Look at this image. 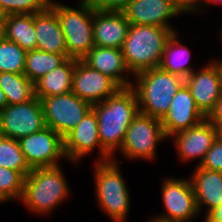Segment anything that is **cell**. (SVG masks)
Returning a JSON list of instances; mask_svg holds the SVG:
<instances>
[{"label":"cell","mask_w":222,"mask_h":222,"mask_svg":"<svg viewBox=\"0 0 222 222\" xmlns=\"http://www.w3.org/2000/svg\"><path fill=\"white\" fill-rule=\"evenodd\" d=\"M67 58L62 54L41 50L27 51L24 75L35 83L38 79L61 65Z\"/></svg>","instance_id":"cell-26"},{"label":"cell","mask_w":222,"mask_h":222,"mask_svg":"<svg viewBox=\"0 0 222 222\" xmlns=\"http://www.w3.org/2000/svg\"><path fill=\"white\" fill-rule=\"evenodd\" d=\"M199 167L222 172V141L219 138L214 141Z\"/></svg>","instance_id":"cell-31"},{"label":"cell","mask_w":222,"mask_h":222,"mask_svg":"<svg viewBox=\"0 0 222 222\" xmlns=\"http://www.w3.org/2000/svg\"><path fill=\"white\" fill-rule=\"evenodd\" d=\"M195 104L206 117L222 95V68L220 61H210L199 71L185 78Z\"/></svg>","instance_id":"cell-13"},{"label":"cell","mask_w":222,"mask_h":222,"mask_svg":"<svg viewBox=\"0 0 222 222\" xmlns=\"http://www.w3.org/2000/svg\"><path fill=\"white\" fill-rule=\"evenodd\" d=\"M190 179L196 197L197 207L202 212L206 208V216L222 204V172L200 168L194 169Z\"/></svg>","instance_id":"cell-21"},{"label":"cell","mask_w":222,"mask_h":222,"mask_svg":"<svg viewBox=\"0 0 222 222\" xmlns=\"http://www.w3.org/2000/svg\"><path fill=\"white\" fill-rule=\"evenodd\" d=\"M148 222H162V221H159V220H157V219H154V217H153V218H151L150 221H148Z\"/></svg>","instance_id":"cell-41"},{"label":"cell","mask_w":222,"mask_h":222,"mask_svg":"<svg viewBox=\"0 0 222 222\" xmlns=\"http://www.w3.org/2000/svg\"><path fill=\"white\" fill-rule=\"evenodd\" d=\"M133 77L137 83L131 87L136 93L140 113L159 120L168 111L174 95L185 84V79L160 67L138 72Z\"/></svg>","instance_id":"cell-3"},{"label":"cell","mask_w":222,"mask_h":222,"mask_svg":"<svg viewBox=\"0 0 222 222\" xmlns=\"http://www.w3.org/2000/svg\"><path fill=\"white\" fill-rule=\"evenodd\" d=\"M52 0H0V15L34 14L50 7Z\"/></svg>","instance_id":"cell-30"},{"label":"cell","mask_w":222,"mask_h":222,"mask_svg":"<svg viewBox=\"0 0 222 222\" xmlns=\"http://www.w3.org/2000/svg\"><path fill=\"white\" fill-rule=\"evenodd\" d=\"M161 188L163 206L167 212L155 216L154 219L162 222H190L196 215H199L190 178L166 177Z\"/></svg>","instance_id":"cell-10"},{"label":"cell","mask_w":222,"mask_h":222,"mask_svg":"<svg viewBox=\"0 0 222 222\" xmlns=\"http://www.w3.org/2000/svg\"><path fill=\"white\" fill-rule=\"evenodd\" d=\"M177 32L173 33L165 45L164 54L159 67L169 73L185 79L193 71V67L187 65L190 59V50L180 43Z\"/></svg>","instance_id":"cell-24"},{"label":"cell","mask_w":222,"mask_h":222,"mask_svg":"<svg viewBox=\"0 0 222 222\" xmlns=\"http://www.w3.org/2000/svg\"><path fill=\"white\" fill-rule=\"evenodd\" d=\"M0 166L21 172L25 177L31 172L18 140L0 135Z\"/></svg>","instance_id":"cell-27"},{"label":"cell","mask_w":222,"mask_h":222,"mask_svg":"<svg viewBox=\"0 0 222 222\" xmlns=\"http://www.w3.org/2000/svg\"><path fill=\"white\" fill-rule=\"evenodd\" d=\"M62 28L67 55L81 60L94 46L93 7L88 0H81L76 8L51 1Z\"/></svg>","instance_id":"cell-5"},{"label":"cell","mask_w":222,"mask_h":222,"mask_svg":"<svg viewBox=\"0 0 222 222\" xmlns=\"http://www.w3.org/2000/svg\"><path fill=\"white\" fill-rule=\"evenodd\" d=\"M98 11L123 12L131 0H88Z\"/></svg>","instance_id":"cell-32"},{"label":"cell","mask_w":222,"mask_h":222,"mask_svg":"<svg viewBox=\"0 0 222 222\" xmlns=\"http://www.w3.org/2000/svg\"><path fill=\"white\" fill-rule=\"evenodd\" d=\"M46 127L64 138L93 108L73 92L40 100Z\"/></svg>","instance_id":"cell-8"},{"label":"cell","mask_w":222,"mask_h":222,"mask_svg":"<svg viewBox=\"0 0 222 222\" xmlns=\"http://www.w3.org/2000/svg\"><path fill=\"white\" fill-rule=\"evenodd\" d=\"M4 38V24L3 17H0V41Z\"/></svg>","instance_id":"cell-38"},{"label":"cell","mask_w":222,"mask_h":222,"mask_svg":"<svg viewBox=\"0 0 222 222\" xmlns=\"http://www.w3.org/2000/svg\"><path fill=\"white\" fill-rule=\"evenodd\" d=\"M117 163L112 159L94 164L95 197L113 222H124L130 211V196Z\"/></svg>","instance_id":"cell-6"},{"label":"cell","mask_w":222,"mask_h":222,"mask_svg":"<svg viewBox=\"0 0 222 222\" xmlns=\"http://www.w3.org/2000/svg\"><path fill=\"white\" fill-rule=\"evenodd\" d=\"M204 2V4H203ZM214 4V3H218V4H221L222 3V0H198V11H203L204 7L205 8H208V5L210 6L211 4ZM202 6V7H201ZM201 8V9H200Z\"/></svg>","instance_id":"cell-35"},{"label":"cell","mask_w":222,"mask_h":222,"mask_svg":"<svg viewBox=\"0 0 222 222\" xmlns=\"http://www.w3.org/2000/svg\"><path fill=\"white\" fill-rule=\"evenodd\" d=\"M205 118L216 127L222 124V95Z\"/></svg>","instance_id":"cell-33"},{"label":"cell","mask_w":222,"mask_h":222,"mask_svg":"<svg viewBox=\"0 0 222 222\" xmlns=\"http://www.w3.org/2000/svg\"><path fill=\"white\" fill-rule=\"evenodd\" d=\"M175 29L154 25L130 24L127 37L121 47L125 63L130 72H138L159 67L166 42Z\"/></svg>","instance_id":"cell-2"},{"label":"cell","mask_w":222,"mask_h":222,"mask_svg":"<svg viewBox=\"0 0 222 222\" xmlns=\"http://www.w3.org/2000/svg\"><path fill=\"white\" fill-rule=\"evenodd\" d=\"M205 222H222V221L213 220V219L208 215V216H205Z\"/></svg>","instance_id":"cell-40"},{"label":"cell","mask_w":222,"mask_h":222,"mask_svg":"<svg viewBox=\"0 0 222 222\" xmlns=\"http://www.w3.org/2000/svg\"><path fill=\"white\" fill-rule=\"evenodd\" d=\"M166 139L161 121L139 112L130 123L119 152L130 160L152 161L156 157L157 144Z\"/></svg>","instance_id":"cell-7"},{"label":"cell","mask_w":222,"mask_h":222,"mask_svg":"<svg viewBox=\"0 0 222 222\" xmlns=\"http://www.w3.org/2000/svg\"><path fill=\"white\" fill-rule=\"evenodd\" d=\"M26 54L20 45L3 38L0 41V73L24 74Z\"/></svg>","instance_id":"cell-28"},{"label":"cell","mask_w":222,"mask_h":222,"mask_svg":"<svg viewBox=\"0 0 222 222\" xmlns=\"http://www.w3.org/2000/svg\"><path fill=\"white\" fill-rule=\"evenodd\" d=\"M217 138L222 141V124L217 127Z\"/></svg>","instance_id":"cell-39"},{"label":"cell","mask_w":222,"mask_h":222,"mask_svg":"<svg viewBox=\"0 0 222 222\" xmlns=\"http://www.w3.org/2000/svg\"><path fill=\"white\" fill-rule=\"evenodd\" d=\"M65 159L76 164L79 160L90 154L96 147L99 159L96 162H106L113 157L102 147L99 133L98 120L95 112L91 110L64 138Z\"/></svg>","instance_id":"cell-12"},{"label":"cell","mask_w":222,"mask_h":222,"mask_svg":"<svg viewBox=\"0 0 222 222\" xmlns=\"http://www.w3.org/2000/svg\"><path fill=\"white\" fill-rule=\"evenodd\" d=\"M18 141L30 169L58 166L59 160L65 157L63 138L49 127Z\"/></svg>","instance_id":"cell-11"},{"label":"cell","mask_w":222,"mask_h":222,"mask_svg":"<svg viewBox=\"0 0 222 222\" xmlns=\"http://www.w3.org/2000/svg\"><path fill=\"white\" fill-rule=\"evenodd\" d=\"M92 110L97 116L101 145L113 157L140 112L136 93L131 86L120 88L103 102L94 104Z\"/></svg>","instance_id":"cell-1"},{"label":"cell","mask_w":222,"mask_h":222,"mask_svg":"<svg viewBox=\"0 0 222 222\" xmlns=\"http://www.w3.org/2000/svg\"><path fill=\"white\" fill-rule=\"evenodd\" d=\"M123 13L130 24L174 29L169 20L182 12L171 0H131Z\"/></svg>","instance_id":"cell-17"},{"label":"cell","mask_w":222,"mask_h":222,"mask_svg":"<svg viewBox=\"0 0 222 222\" xmlns=\"http://www.w3.org/2000/svg\"><path fill=\"white\" fill-rule=\"evenodd\" d=\"M0 87L6 96L7 104L24 103L35 97L34 83L24 74L0 73Z\"/></svg>","instance_id":"cell-25"},{"label":"cell","mask_w":222,"mask_h":222,"mask_svg":"<svg viewBox=\"0 0 222 222\" xmlns=\"http://www.w3.org/2000/svg\"><path fill=\"white\" fill-rule=\"evenodd\" d=\"M6 105H7V99L3 90L0 87V112L5 108Z\"/></svg>","instance_id":"cell-37"},{"label":"cell","mask_w":222,"mask_h":222,"mask_svg":"<svg viewBox=\"0 0 222 222\" xmlns=\"http://www.w3.org/2000/svg\"><path fill=\"white\" fill-rule=\"evenodd\" d=\"M4 38L20 45L26 51L37 49L34 14L3 16Z\"/></svg>","instance_id":"cell-23"},{"label":"cell","mask_w":222,"mask_h":222,"mask_svg":"<svg viewBox=\"0 0 222 222\" xmlns=\"http://www.w3.org/2000/svg\"><path fill=\"white\" fill-rule=\"evenodd\" d=\"M24 179L21 172L0 166V203L21 199Z\"/></svg>","instance_id":"cell-29"},{"label":"cell","mask_w":222,"mask_h":222,"mask_svg":"<svg viewBox=\"0 0 222 222\" xmlns=\"http://www.w3.org/2000/svg\"><path fill=\"white\" fill-rule=\"evenodd\" d=\"M34 28L38 50L62 54L69 58L62 28L51 7L34 13Z\"/></svg>","instance_id":"cell-20"},{"label":"cell","mask_w":222,"mask_h":222,"mask_svg":"<svg viewBox=\"0 0 222 222\" xmlns=\"http://www.w3.org/2000/svg\"><path fill=\"white\" fill-rule=\"evenodd\" d=\"M81 60L92 69L112 78L121 88L133 84L128 77L132 73L119 48L94 46ZM125 72L128 73L126 77L123 74Z\"/></svg>","instance_id":"cell-19"},{"label":"cell","mask_w":222,"mask_h":222,"mask_svg":"<svg viewBox=\"0 0 222 222\" xmlns=\"http://www.w3.org/2000/svg\"><path fill=\"white\" fill-rule=\"evenodd\" d=\"M170 137L175 143L181 161L198 158L200 166L217 139V127L205 118L196 126L174 133Z\"/></svg>","instance_id":"cell-15"},{"label":"cell","mask_w":222,"mask_h":222,"mask_svg":"<svg viewBox=\"0 0 222 222\" xmlns=\"http://www.w3.org/2000/svg\"><path fill=\"white\" fill-rule=\"evenodd\" d=\"M205 119L197 108L190 89L184 84L174 95L171 105L160 120L165 136L196 126Z\"/></svg>","instance_id":"cell-16"},{"label":"cell","mask_w":222,"mask_h":222,"mask_svg":"<svg viewBox=\"0 0 222 222\" xmlns=\"http://www.w3.org/2000/svg\"><path fill=\"white\" fill-rule=\"evenodd\" d=\"M183 13H196L198 11V0H171Z\"/></svg>","instance_id":"cell-34"},{"label":"cell","mask_w":222,"mask_h":222,"mask_svg":"<svg viewBox=\"0 0 222 222\" xmlns=\"http://www.w3.org/2000/svg\"><path fill=\"white\" fill-rule=\"evenodd\" d=\"M46 127L38 97L18 104H7L0 112V135L19 140Z\"/></svg>","instance_id":"cell-9"},{"label":"cell","mask_w":222,"mask_h":222,"mask_svg":"<svg viewBox=\"0 0 222 222\" xmlns=\"http://www.w3.org/2000/svg\"><path fill=\"white\" fill-rule=\"evenodd\" d=\"M129 26L130 23L123 12H105L93 8L95 46L121 49Z\"/></svg>","instance_id":"cell-18"},{"label":"cell","mask_w":222,"mask_h":222,"mask_svg":"<svg viewBox=\"0 0 222 222\" xmlns=\"http://www.w3.org/2000/svg\"><path fill=\"white\" fill-rule=\"evenodd\" d=\"M76 59L67 58L61 65L34 83L35 96L40 100L54 95L72 92V77Z\"/></svg>","instance_id":"cell-22"},{"label":"cell","mask_w":222,"mask_h":222,"mask_svg":"<svg viewBox=\"0 0 222 222\" xmlns=\"http://www.w3.org/2000/svg\"><path fill=\"white\" fill-rule=\"evenodd\" d=\"M121 87L110 77L76 59L72 77V92L94 105L115 94Z\"/></svg>","instance_id":"cell-14"},{"label":"cell","mask_w":222,"mask_h":222,"mask_svg":"<svg viewBox=\"0 0 222 222\" xmlns=\"http://www.w3.org/2000/svg\"><path fill=\"white\" fill-rule=\"evenodd\" d=\"M62 171L60 165L31 169L20 199L29 211L47 215L69 197L70 188Z\"/></svg>","instance_id":"cell-4"},{"label":"cell","mask_w":222,"mask_h":222,"mask_svg":"<svg viewBox=\"0 0 222 222\" xmlns=\"http://www.w3.org/2000/svg\"><path fill=\"white\" fill-rule=\"evenodd\" d=\"M209 216L213 219V220H218V221H222V204L216 208L215 210H213Z\"/></svg>","instance_id":"cell-36"}]
</instances>
